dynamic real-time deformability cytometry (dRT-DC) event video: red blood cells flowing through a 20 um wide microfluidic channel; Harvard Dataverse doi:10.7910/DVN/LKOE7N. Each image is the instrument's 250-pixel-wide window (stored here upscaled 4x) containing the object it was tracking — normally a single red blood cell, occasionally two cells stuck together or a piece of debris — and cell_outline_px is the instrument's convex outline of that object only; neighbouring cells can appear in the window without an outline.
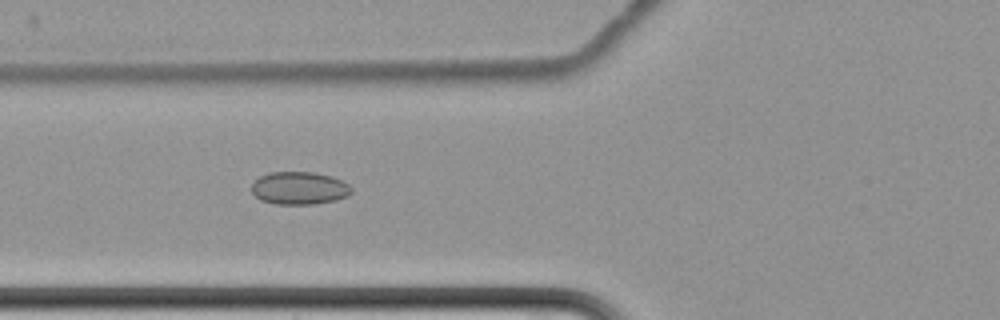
{"species": "common noctule bat (a hibernating species)", "species_latin": "Nyctalus noctula", "temperature_condition": "cold", "stored_images_in_passage": 16, "camera_frame_rate_fps": 3000, "um_per_image_px": 0.085, "animal": {"sex": "female", "body_mass_g": 22.7, "forearm_length_mm": 54.2}, "frame": {"image": 1, "passage_image": 7, "time_ms": 8.667, "image_size_px": [1000, 320], "cell_outline_px": [[352, 192], [348, 196], [336, 200], [316, 204], [276, 204], [260, 200], [252, 192], [252, 184], [260, 176], [268, 172], [316, 172], [332, 176], [348, 184], [352, 188]], "centroid_in_image_um": [25.46, 15.99], "position_along_channel_um": 100.3, "area_um2": 19.19}}
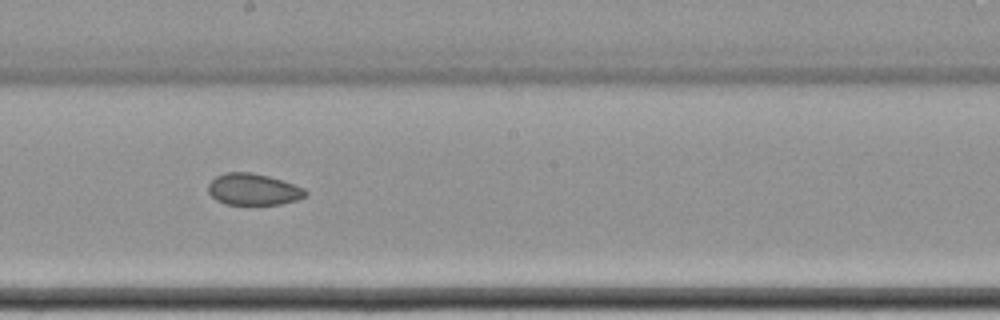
{"frame": {"image": 2, "passage_image": 10, "time_ms": 12.333, "image_size_px": [1000, 320], "cell_outline_px": [[308, 196], [296, 200], [280, 204], [224, 204], [216, 200], [208, 192], [208, 184], [216, 176], [224, 172], [252, 172], [268, 176], [304, 188], [308, 192]], "centroid_in_image_um": [21.52, 16.09], "position_along_channel_um": 226.7, "area_um2": 17.86}}
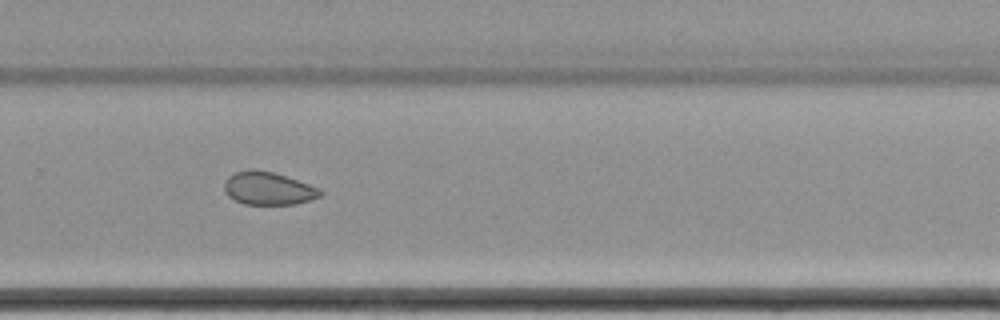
{"frame": {"image": 3, "passage_image": 12, "time_ms": 14.667, "image_size_px": [1000, 320], "cell_outline_px": [[324, 192], [320, 196], [308, 200], [292, 204], [244, 204], [228, 196], [224, 192], [224, 180], [228, 176], [236, 172], [248, 168], [252, 168], [272, 172], [320, 188]], "centroid_in_image_um": [22.75, 16.0], "position_along_channel_um": 307.0, "area_um2": 18.32}, "authors_computed_cell_mechanics": {"area_um2": 20.3456, "velocity_mm_per_s": 3.4493, "shape_relaxation_time_tau1_ms": null, "shape_relaxation_time_tau2_ms": 0.954, "deformation_change_tau1": null, "deformation_change_tau2": 0.0357}}